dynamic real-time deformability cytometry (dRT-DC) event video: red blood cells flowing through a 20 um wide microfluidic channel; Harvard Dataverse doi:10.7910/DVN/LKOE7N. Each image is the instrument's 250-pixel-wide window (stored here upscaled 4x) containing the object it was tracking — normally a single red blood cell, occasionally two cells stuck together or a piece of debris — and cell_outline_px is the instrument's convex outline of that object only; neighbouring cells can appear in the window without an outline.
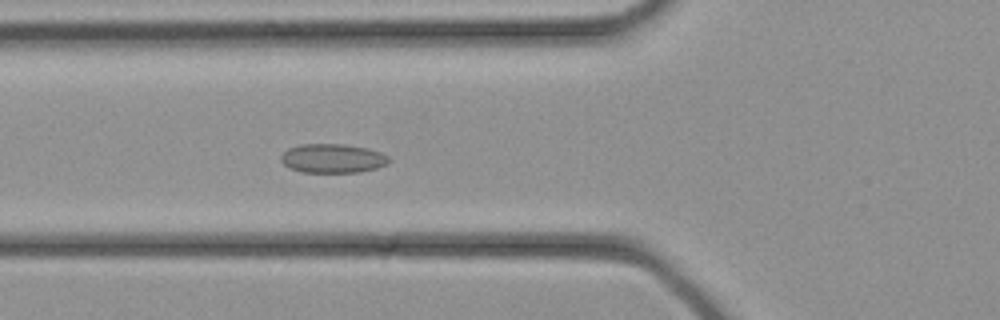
{"species": "common noctule bat (a hibernating species)", "species_latin": "Nyctalus noctula", "temperature_condition": "cold", "stored_images_in_passage": 23, "camera_frame_rate_fps": 3000, "um_per_image_px": 0.085, "animal": {"sex": "female", "body_mass_g": 21.9}, "frame": {"image": 1, "passage_image": 3, "time_ms": 0.667, "image_size_px": [1000, 320], "cell_outline_px": [[392, 160], [388, 164], [376, 168], [360, 172], [300, 172], [284, 164], [280, 160], [280, 156], [288, 148], [300, 144], [348, 144], [368, 148], [380, 152], [388, 156]], "centroid_in_image_um": [28.3, 13.45], "position_along_channel_um": 97.5, "area_um2": 18.44}}
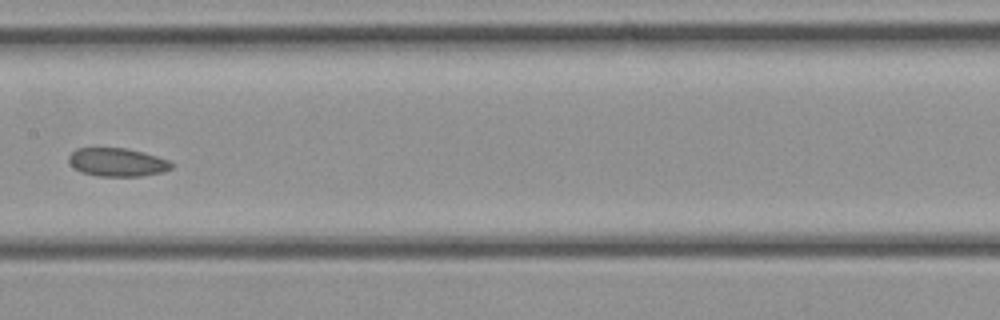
{"frame": {"image": 2, "passage_image": 8, "time_ms": 2.333, "image_size_px": [1000, 320], "cell_outline_px": [[172, 168], [164, 172], [140, 176], [96, 176], [80, 172], [68, 160], [68, 156], [76, 148], [128, 148], [144, 152], [168, 160], [172, 164]], "centroid_in_image_um": [9.97, 13.79], "position_along_channel_um": 197.4, "area_um2": 16.99}}
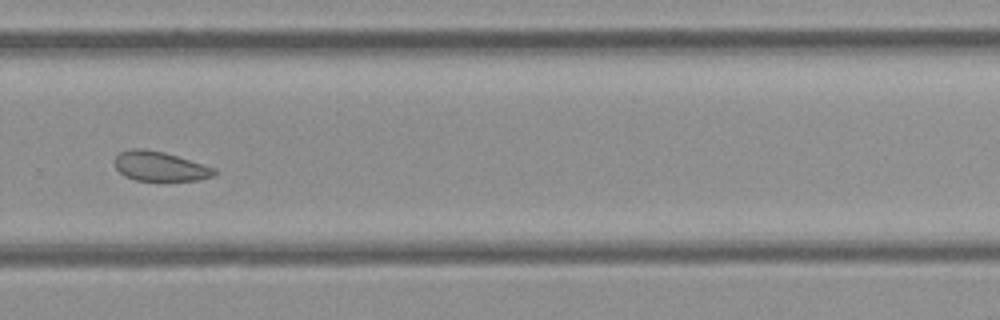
{"frame": {"image": 3, "passage_image": 14, "time_ms": 4.333, "image_size_px": [1000, 320], "cell_outline_px": [[220, 172], [212, 176], [200, 180], [136, 180], [124, 176], [116, 168], [116, 156], [120, 152], [132, 148], [144, 148], [164, 152], [216, 168]], "centroid_in_image_um": [13.62, 14.13], "position_along_channel_um": 316.2, "area_um2": 17.11}}